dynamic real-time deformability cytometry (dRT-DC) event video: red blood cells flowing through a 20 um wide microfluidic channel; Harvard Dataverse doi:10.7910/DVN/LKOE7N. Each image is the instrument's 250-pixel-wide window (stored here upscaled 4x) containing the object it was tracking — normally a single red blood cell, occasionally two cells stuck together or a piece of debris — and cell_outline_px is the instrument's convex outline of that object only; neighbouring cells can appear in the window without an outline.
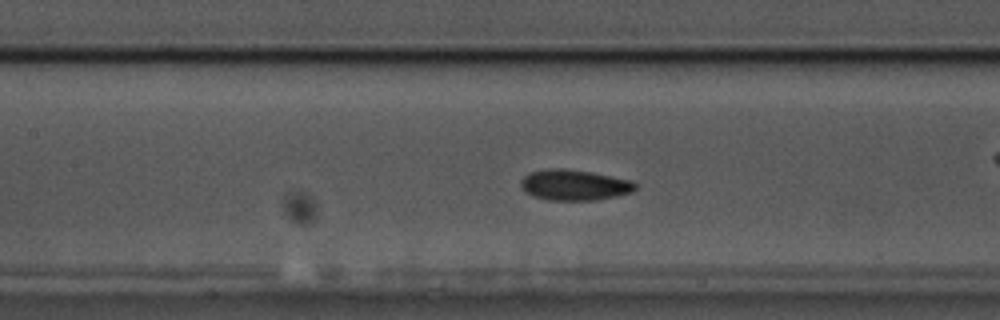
{"species": "common noctule bat (a hibernating species)", "species_latin": "Nyctalus noctula", "temperature_condition": "cold", "stored_images_in_passage": 57, "camera_frame_rate_fps": 3000, "um_per_image_px": 0.085, "animal": {"sex": "male", "body_mass_g": 17.5, "forearm_length_mm": 52.3}, "frame": {"image": 1, "passage_image": 25, "time_ms": 8.0, "image_size_px": [1000, 320], "cell_outline_px": [[636, 188], [632, 192], [616, 196], [596, 200], [548, 200], [532, 196], [524, 192], [520, 188], [520, 180], [528, 172], [552, 168], [564, 168], [592, 172], [632, 180], [636, 184]], "centroid_in_image_um": [48.78, 15.72], "position_along_channel_um": 158.6, "area_um2": 20.75}, "authors_computed_cell_mechanics": {"area_um2": 19.8254, "velocity_mm_per_s": 3.5622, "shape_relaxation_time_tau1_ms": 3.6258, "shape_relaxation_time_tau2_ms": 2.999, "deformation_change_tau1": 0.083, "deformation_change_tau2": 0.0703}}